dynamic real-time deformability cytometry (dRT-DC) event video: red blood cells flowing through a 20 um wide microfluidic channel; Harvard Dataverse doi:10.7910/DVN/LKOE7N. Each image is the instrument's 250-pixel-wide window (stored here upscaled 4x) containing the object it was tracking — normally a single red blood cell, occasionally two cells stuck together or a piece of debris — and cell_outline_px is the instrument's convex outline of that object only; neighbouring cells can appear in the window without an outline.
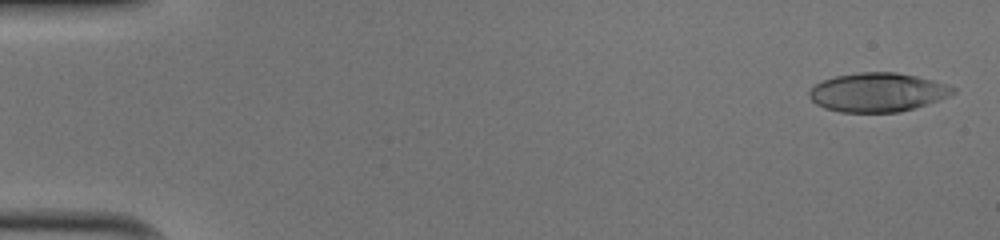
{"species": "human", "species_latin": "Homo sapiens", "temperature_condition": "cold", "stored_images_in_passage": 51, "camera_frame_rate_fps": 3000, "um_per_image_px": 0.085, "donor": {"sex": "male"}, "frame": {"image": 1, "passage_image": 2, "time_ms": 0.333, "image_size_px": [1000, 240], "cell_outline_px": [[956, 92], [948, 96], [928, 104], [916, 108], [900, 112], [840, 112], [824, 108], [816, 104], [808, 96], [808, 92], [816, 84], [824, 80], [836, 76], [860, 72], [896, 72], [916, 76], [948, 84], [956, 88]], "centroid_in_image_um": [74.61, 7.85], "position_along_channel_um": 10.4, "area_um2": 32.66}}
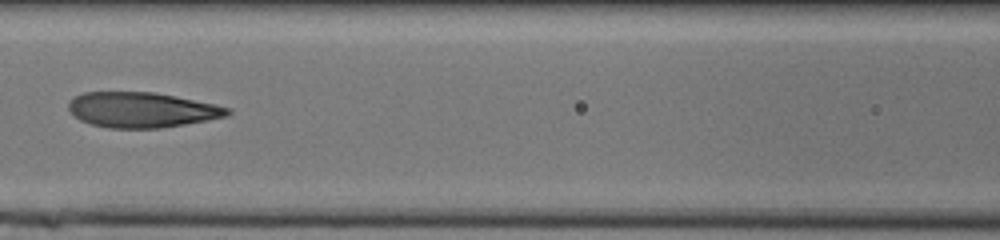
{"frame": {"image": 2, "passage_image": 24, "time_ms": 7.667, "image_size_px": [1000, 240], "cell_outline_px": [[232, 112], [228, 116], [184, 124], [160, 128], [108, 128], [92, 124], [80, 120], [68, 108], [68, 100], [72, 96], [84, 92], [156, 92], [216, 104], [232, 108]], "centroid_in_image_um": [12.06, 9.32], "position_along_channel_um": 154.5, "area_um2": 32.83}}
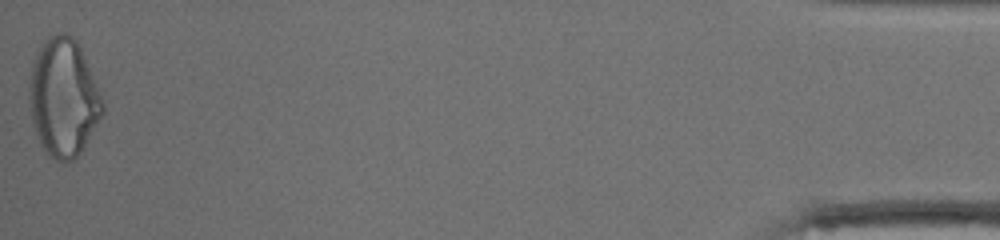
{"frame": {"image": 3, "passage_image": 51, "time_ms": 16.667, "image_size_px": [1000, 240], "cell_outline_px": [[104, 112], [80, 152], [72, 160], [56, 160], [40, 144], [32, 124], [32, 64], [40, 48], [48, 36], [60, 32], [64, 32], [72, 36], [76, 40], [80, 48], [104, 104]], "centroid_in_image_um": [5.42, 8.29], "position_along_channel_um": 429.8, "area_um2": 48.67}, "authors_computed_cell_mechanics": {"area_um2": 33.1194, "velocity_mm_per_s": 4.0625, "shape_relaxation_time_tau1_ms": 4.1952, "shape_relaxation_time_tau2_ms": 1.5177, "deformation_change_tau1": 0.1967, "deformation_change_tau2": 0.0929}}